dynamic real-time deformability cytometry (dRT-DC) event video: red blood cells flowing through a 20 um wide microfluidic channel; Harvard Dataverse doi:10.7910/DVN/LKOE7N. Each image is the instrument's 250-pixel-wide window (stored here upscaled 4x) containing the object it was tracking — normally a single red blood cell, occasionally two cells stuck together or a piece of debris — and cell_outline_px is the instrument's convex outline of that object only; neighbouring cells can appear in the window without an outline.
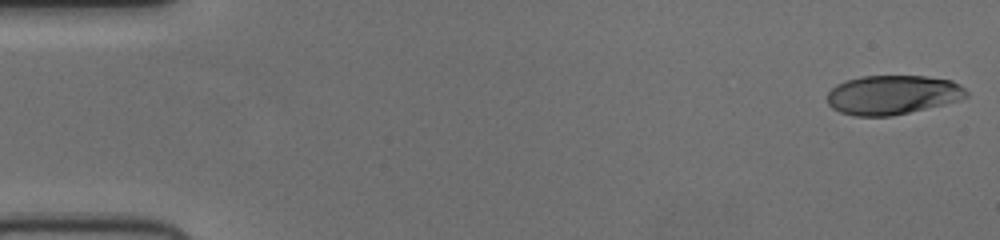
{"species": "human", "species_latin": "Homo sapiens", "temperature_condition": "cold", "stored_images_in_passage": 52, "camera_frame_rate_fps": 3000, "um_per_image_px": 0.085, "donor": {"sex": "female"}, "frame": {"image": 1, "passage_image": 1, "time_ms": 0.0, "image_size_px": [1000, 240], "cell_outline_px": [[968, 96], [944, 104], [892, 116], [852, 116], [840, 112], [832, 108], [828, 104], [828, 92], [836, 84], [844, 80], [860, 76], [928, 76], [952, 80], [960, 84], [968, 92]], "centroid_in_image_um": [75.85, 8.05], "position_along_channel_um": 9.2, "area_um2": 31.96}}
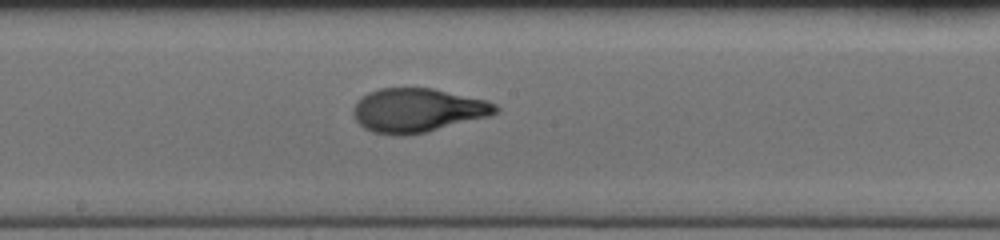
{"frame": {"image": 2, "passage_image": 28, "time_ms": 9.0, "image_size_px": [1000, 240], "cell_outline_px": [[500, 112], [492, 116], [428, 132], [404, 136], [392, 136], [372, 132], [364, 128], [352, 116], [352, 112], [356, 100], [368, 92], [380, 88], [432, 88], [488, 100], [496, 104], [500, 108]], "centroid_in_image_um": [35.52, 9.39], "position_along_channel_um": 212.7, "area_um2": 37.17}}
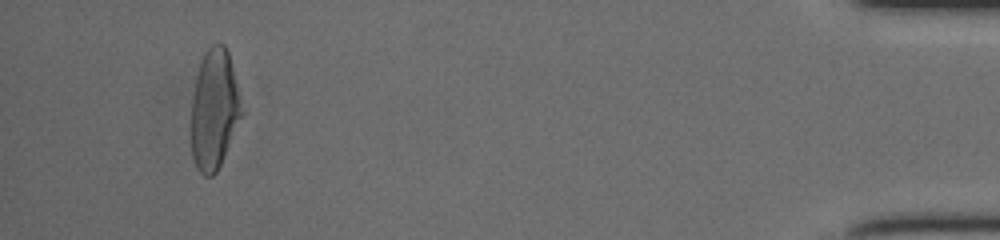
{"frame": {"image": 3, "passage_image": 49, "time_ms": 16.0, "image_size_px": [1000, 240], "cell_outline_px": [[244, 112], [224, 156], [216, 172], [212, 176], [204, 176], [196, 168], [192, 156], [192, 96], [196, 76], [204, 52], [212, 44], [224, 44], [228, 52]], "centroid_in_image_um": [18.21, 9.31], "position_along_channel_um": 417.0, "area_um2": 35.03}}